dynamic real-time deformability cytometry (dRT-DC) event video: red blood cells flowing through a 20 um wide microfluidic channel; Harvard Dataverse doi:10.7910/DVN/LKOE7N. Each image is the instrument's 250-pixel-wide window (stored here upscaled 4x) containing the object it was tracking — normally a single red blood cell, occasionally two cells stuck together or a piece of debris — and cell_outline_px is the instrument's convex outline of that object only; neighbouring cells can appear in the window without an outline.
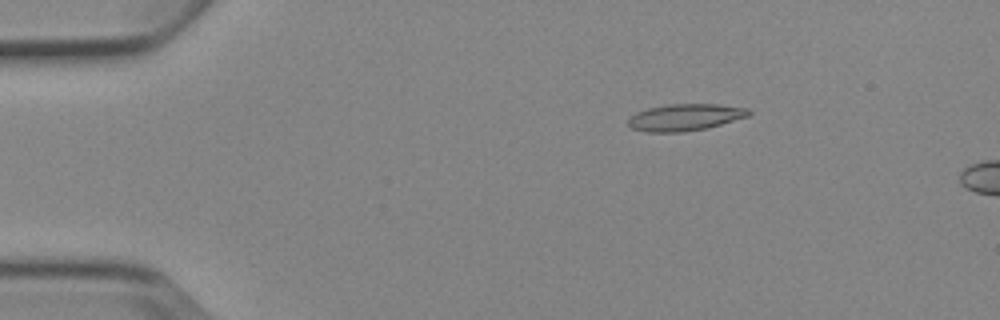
{"species": "Egyptian fruit bat (a non-hibernating species)", "species_latin": "Rousettus aegyptiacus", "temperature_condition": "cold", "stored_images_in_passage": 5, "camera_frame_rate_fps": 3000, "um_per_image_px": 0.085, "animal": {"sex": "female"}, "frame": {"image": 1, "passage_image": 3, "time_ms": 2.333, "image_size_px": [1000, 320], "cell_outline_px": [[752, 112], [748, 116], [720, 124], [704, 128], [684, 132], [644, 132], [632, 128], [628, 124], [628, 120], [636, 112], [648, 108], [668, 104], [720, 104], [748, 108]], "centroid_in_image_um": [58.22, 9.96], "position_along_channel_um": 26.8, "area_um2": 18.73}}